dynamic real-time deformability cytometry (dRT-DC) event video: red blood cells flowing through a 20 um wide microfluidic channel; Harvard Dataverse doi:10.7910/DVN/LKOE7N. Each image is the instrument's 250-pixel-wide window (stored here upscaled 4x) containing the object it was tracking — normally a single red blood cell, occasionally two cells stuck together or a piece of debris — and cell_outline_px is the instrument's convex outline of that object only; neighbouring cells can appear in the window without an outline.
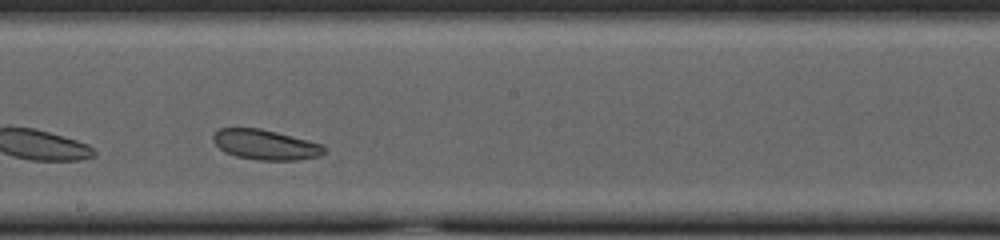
{"species": "common noctule bat (a hibernating species)", "species_latin": "Nyctalus noctula", "temperature_condition": "cold", "stored_images_in_passage": 33, "camera_frame_rate_fps": 3000, "um_per_image_px": 0.085, "animal": {"sex": "female", "body_mass_g": 23.0, "forearm_length_mm": 53.4}, "frame": {"image": 1, "passage_image": 19, "time_ms": 6.0, "image_size_px": [1000, 240], "cell_outline_px": [[328, 148], [320, 156], [296, 160], [256, 160], [236, 156], [224, 152], [212, 140], [212, 136], [220, 128], [260, 128], [324, 144]], "centroid_in_image_um": [22.59, 12.3], "position_along_channel_um": 225.6, "area_um2": 19.54}, "authors_computed_cell_mechanics": {"area_um2": 20.5768, "velocity_mm_per_s": 3.6617, "shape_relaxation_time_tau1_ms": 1.0714, "shape_relaxation_time_tau2_ms": null, "deformation_change_tau1": 0.045, "deformation_change_tau2": null}}